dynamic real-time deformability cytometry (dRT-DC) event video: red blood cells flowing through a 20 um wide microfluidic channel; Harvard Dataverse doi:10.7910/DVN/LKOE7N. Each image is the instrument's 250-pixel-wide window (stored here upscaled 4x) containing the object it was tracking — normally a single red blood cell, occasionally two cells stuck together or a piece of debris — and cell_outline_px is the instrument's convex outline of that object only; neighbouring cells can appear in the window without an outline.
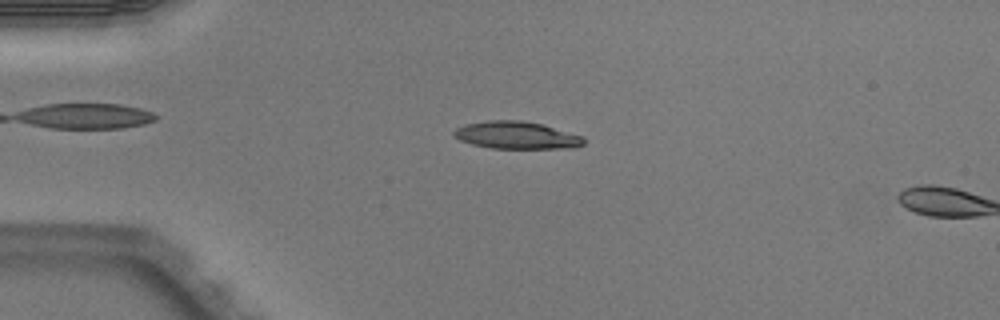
{"species": "Egyptian fruit bat (a non-hibernating species)", "species_latin": "Rousettus aegyptiacus", "temperature_condition": "warm", "stored_images_in_passage": 4, "camera_frame_rate_fps": 3000, "um_per_image_px": 0.085, "animal": {"sex": "male"}, "frame": {"image": 1, "passage_image": 3, "time_ms": 0.667, "image_size_px": [1000, 320], "cell_outline_px": [[584, 144], [576, 148], [492, 148], [472, 144], [460, 140], [452, 132], [456, 128], [464, 124], [488, 120], [520, 120], [540, 124], [584, 136]], "centroid_in_image_um": [43.91, 11.49], "position_along_channel_um": 41.1, "area_um2": 20.63}}